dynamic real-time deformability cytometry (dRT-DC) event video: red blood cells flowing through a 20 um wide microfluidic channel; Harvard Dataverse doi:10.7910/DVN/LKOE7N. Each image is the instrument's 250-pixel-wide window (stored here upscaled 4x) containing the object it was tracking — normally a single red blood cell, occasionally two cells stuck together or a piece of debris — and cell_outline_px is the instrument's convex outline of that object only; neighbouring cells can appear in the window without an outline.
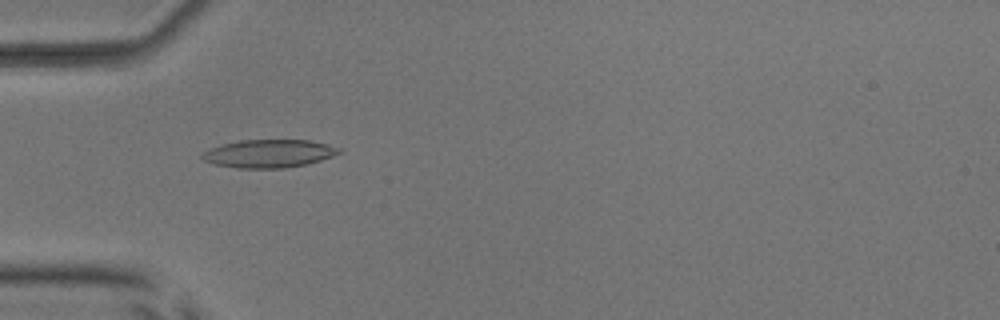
{"species": "common noctule bat (a hibernating species)", "species_latin": "Nyctalus noctula", "temperature_condition": "room temperature", "stored_images_in_passage": 7, "camera_frame_rate_fps": 3000, "um_per_image_px": 0.085, "animal": {"sex": "male", "body_mass_g": 17.9, "forearm_length_mm": 54.2}, "frame": {"image": 1, "passage_image": 5, "time_ms": 5.333, "image_size_px": [1000, 320], "cell_outline_px": [[344, 152], [308, 164], [284, 168], [236, 168], [212, 164], [204, 160], [200, 156], [204, 152], [212, 148], [224, 144], [240, 140], [308, 140], [328, 144], [340, 148]], "centroid_in_image_um": [22.88, 13.06], "position_along_channel_um": 62.1, "area_um2": 22.37}}
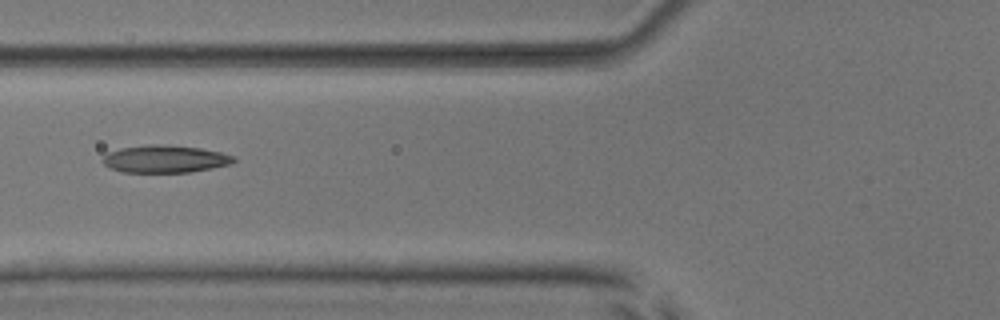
{"frame": {"image": 2, "passage_image": 6, "time_ms": 6.667, "image_size_px": [1000, 320], "cell_outline_px": [[236, 160], [228, 164], [212, 168], [188, 172], [120, 172], [108, 168], [100, 160], [108, 152], [120, 148], [148, 144], [160, 144], [200, 148], [220, 152], [236, 156]], "centroid_in_image_um": [13.97, 13.51], "position_along_channel_um": 111.8, "area_um2": 21.04}}
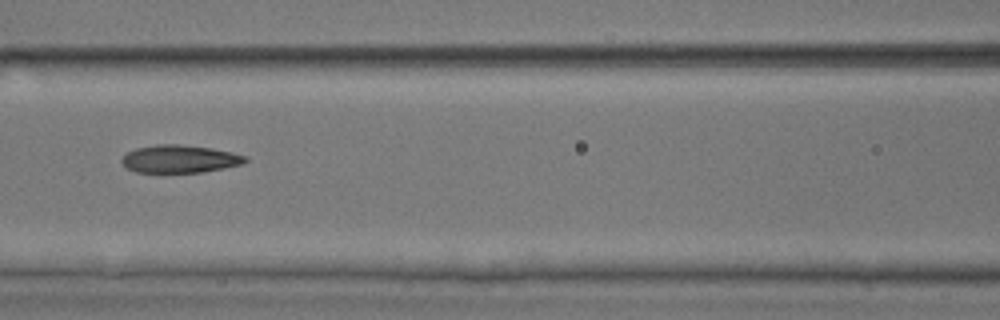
{"frame": {"image": 3, "passage_image": 7, "time_ms": 7.667, "image_size_px": [1000, 320], "cell_outline_px": [[248, 160], [244, 164], [204, 172], [136, 172], [128, 168], [120, 160], [128, 152], [136, 148], [156, 144], [180, 144], [212, 148], [232, 152], [248, 156]], "centroid_in_image_um": [15.33, 13.5], "position_along_channel_um": 151.3, "area_um2": 20.06}}